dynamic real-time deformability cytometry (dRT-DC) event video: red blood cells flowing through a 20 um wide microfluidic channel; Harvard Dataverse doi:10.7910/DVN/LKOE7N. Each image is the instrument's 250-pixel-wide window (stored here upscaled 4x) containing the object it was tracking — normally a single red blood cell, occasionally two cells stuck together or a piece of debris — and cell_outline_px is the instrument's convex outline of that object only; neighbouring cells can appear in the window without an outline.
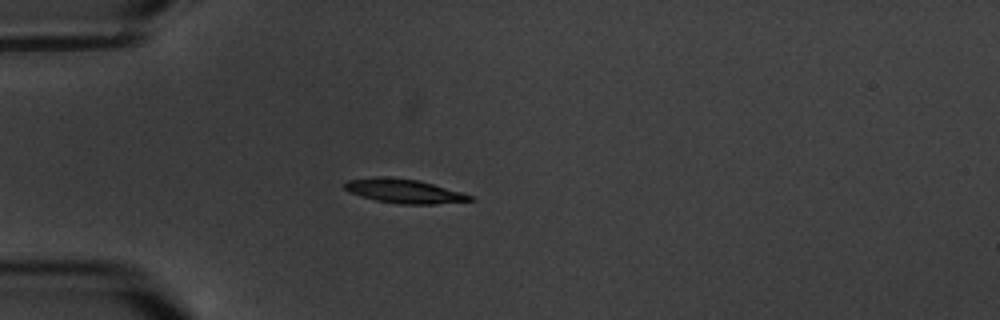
{"species": "common noctule bat (a hibernating species)", "species_latin": "Nyctalus noctula", "temperature_condition": "warm", "stored_images_in_passage": 1, "camera_frame_rate_fps": 3000, "um_per_image_px": 0.085, "animal": {"sex": "male", "body_mass_g": 20.1, "forearm_length_mm": 53.5}, "frame": {"image": 1, "passage_image": 1, "time_ms": 0.0, "image_size_px": [1000, 320], "cell_outline_px": [[476, 200], [436, 204], [400, 204], [376, 200], [348, 192], [344, 188], [344, 184], [348, 180], [376, 176], [388, 176], [416, 180], [432, 184], [476, 196]], "centroid_in_image_um": [34.37, 16.24], "position_along_channel_um": 50.6, "area_um2": 17.63}}